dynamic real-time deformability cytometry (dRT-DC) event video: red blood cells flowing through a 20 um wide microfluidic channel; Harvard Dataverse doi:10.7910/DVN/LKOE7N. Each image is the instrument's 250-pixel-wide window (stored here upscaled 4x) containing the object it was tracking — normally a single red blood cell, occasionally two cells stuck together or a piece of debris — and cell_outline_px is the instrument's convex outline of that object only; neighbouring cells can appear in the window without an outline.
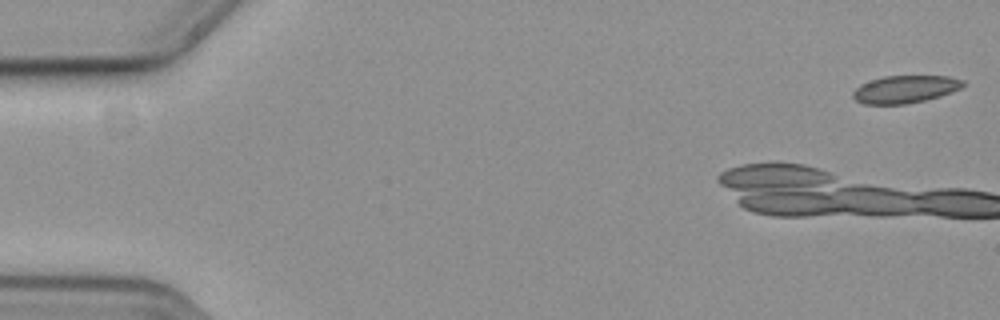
{"species": "common noctule bat (a hibernating species)", "species_latin": "Nyctalus noctula", "temperature_condition": "cold", "stored_images_in_passage": 9, "camera_frame_rate_fps": 3000, "um_per_image_px": 0.085, "animal": {"sex": "female", "body_mass_g": 19.3, "forearm_length_mm": 54.1}, "frame": {"image": 1, "passage_image": 1, "time_ms": 0.0, "image_size_px": [1000, 320], "cell_outline_px": [[968, 84], [952, 92], [940, 96], [924, 100], [904, 104], [864, 104], [856, 100], [852, 96], [852, 92], [860, 84], [884, 76], [948, 76], [964, 80]], "centroid_in_image_um": [76.96, 7.58], "position_along_channel_um": 8.0, "area_um2": 17.69}}